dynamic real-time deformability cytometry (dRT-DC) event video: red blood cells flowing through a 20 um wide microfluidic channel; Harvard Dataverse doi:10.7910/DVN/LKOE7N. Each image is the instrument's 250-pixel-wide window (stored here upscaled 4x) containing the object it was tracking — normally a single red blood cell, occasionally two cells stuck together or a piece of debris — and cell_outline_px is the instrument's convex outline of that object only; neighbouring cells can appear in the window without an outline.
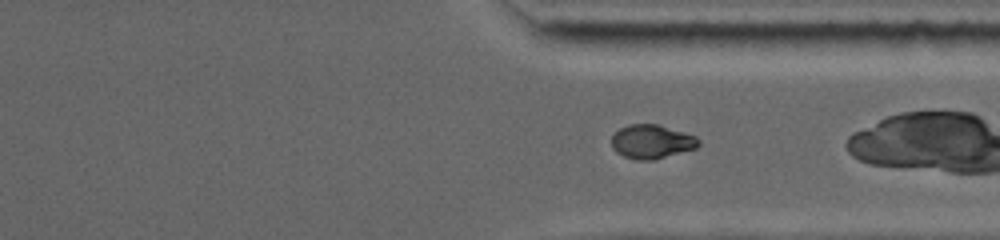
{"species": "common noctule bat (a hibernating species)", "species_latin": "Nyctalus noctula", "temperature_condition": "warm", "stored_images_in_passage": 56, "camera_frame_rate_fps": 5000, "um_per_image_px": 0.085, "animal": {"sex": "female", "body_mass_g": 19.0, "forearm_length_mm": 53.3}, "frame": {"image": 1, "passage_image": 39, "time_ms": 7.8, "image_size_px": [1000, 240], "cell_outline_px": [[700, 144], [696, 148], [652, 160], [640, 160], [624, 156], [616, 152], [612, 148], [612, 136], [620, 128], [628, 124], [656, 124], [684, 132], [696, 136], [700, 140]], "centroid_in_image_um": [55.39, 12.03], "position_along_channel_um": 356.0, "area_um2": 17.05}}